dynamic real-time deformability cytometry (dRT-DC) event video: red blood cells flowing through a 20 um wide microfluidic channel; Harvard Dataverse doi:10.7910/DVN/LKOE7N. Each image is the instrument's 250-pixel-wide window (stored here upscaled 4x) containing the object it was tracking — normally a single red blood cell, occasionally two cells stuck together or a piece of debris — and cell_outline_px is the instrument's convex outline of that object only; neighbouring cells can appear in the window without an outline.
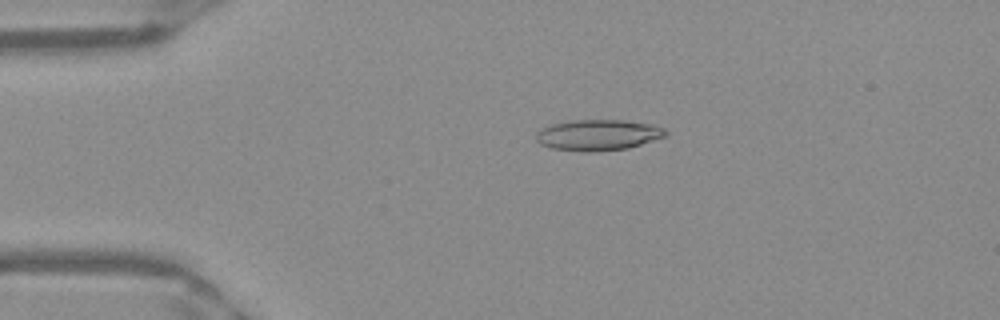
{"species": "Egyptian fruit bat (a non-hibernating species)", "species_latin": "Rousettus aegyptiacus", "temperature_condition": "warm", "stored_images_in_passage": 51, "camera_frame_rate_fps": 3000, "um_per_image_px": 0.085, "frame": {"image": 1, "passage_image": 11, "time_ms": 3.333, "image_size_px": [1000, 320], "cell_outline_px": [[668, 132], [664, 136], [628, 148], [588, 152], [584, 152], [552, 148], [540, 144], [536, 140], [536, 132], [540, 128], [552, 124], [572, 120], [624, 120], [652, 124], [664, 128]], "centroid_in_image_um": [50.8, 11.47], "position_along_channel_um": 34.2, "area_um2": 23.24}}
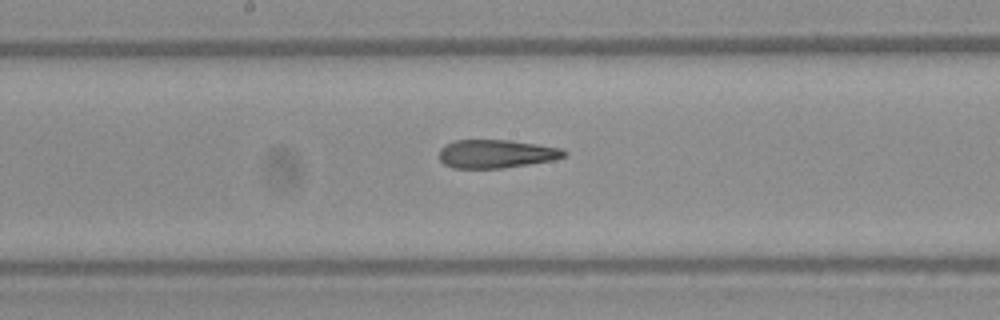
{"frame": {"image": 2, "passage_image": 27, "time_ms": 8.667, "image_size_px": [1000, 320], "cell_outline_px": [[568, 152], [564, 156], [556, 160], [504, 168], [452, 168], [444, 164], [440, 160], [440, 148], [444, 144], [456, 140], [508, 140], [564, 148]], "centroid_in_image_um": [42.2, 13.08], "position_along_channel_um": 206.0, "area_um2": 20.87}}
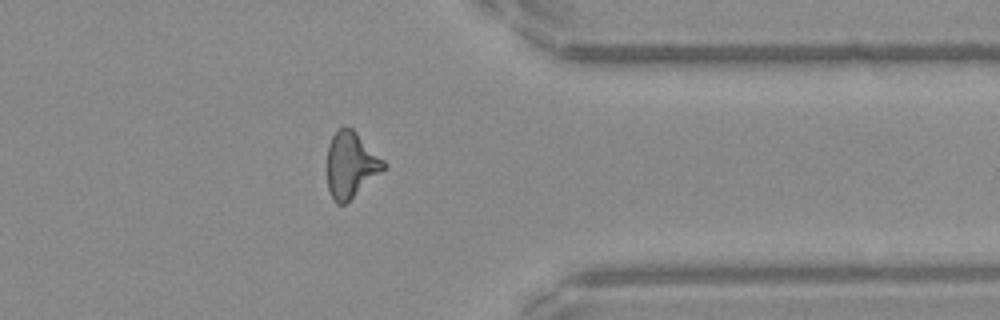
{"frame": {"image": 3, "passage_image": 41, "time_ms": 13.333, "image_size_px": [1000, 320], "cell_outline_px": [[384, 168], [344, 204], [336, 204], [332, 200], [328, 188], [328, 144], [332, 136], [344, 124], [352, 128], [384, 160]], "centroid_in_image_um": [29.78, 13.98], "position_along_channel_um": 381.6, "area_um2": 21.1}, "authors_computed_cell_mechanics": {"area_um2": 21.9062, "velocity_mm_per_s": 3.9845, "shape_relaxation_time_tau1_ms": null, "shape_relaxation_time_tau2_ms": 3.0063, "deformation_change_tau1": null, "deformation_change_tau2": 0.1386}}